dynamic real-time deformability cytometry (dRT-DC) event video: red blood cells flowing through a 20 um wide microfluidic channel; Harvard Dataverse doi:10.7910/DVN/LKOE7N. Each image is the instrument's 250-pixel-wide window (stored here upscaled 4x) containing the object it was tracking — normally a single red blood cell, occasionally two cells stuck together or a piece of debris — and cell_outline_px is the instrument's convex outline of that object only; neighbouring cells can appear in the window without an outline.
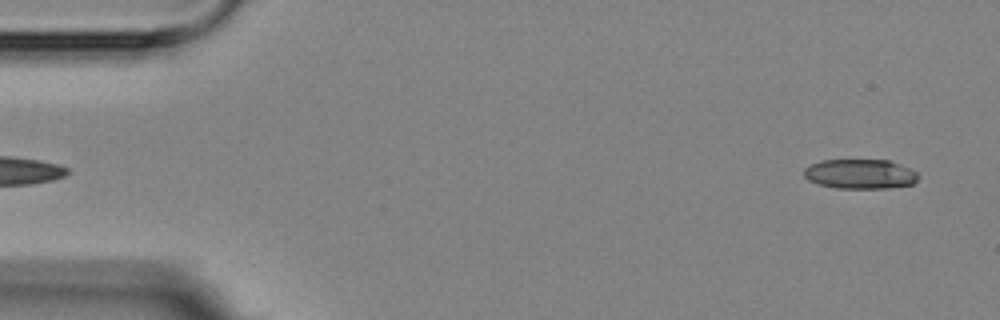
{"species": "Egyptian fruit bat (a non-hibernating species)", "species_latin": "Rousettus aegyptiacus", "temperature_condition": "room temperature", "stored_images_in_passage": 4, "segment_of_instrument_passage": [2, 2], "camera_frame_rate_fps": 3000, "um_per_image_px": 0.085, "animal": {"sex": "female"}, "frame": {"image": 1, "passage_image": 4, "time_ms": 4.333, "image_size_px": [1000, 320], "cell_outline_px": [[916, 180], [912, 184], [888, 188], [836, 188], [816, 184], [808, 180], [804, 176], [804, 168], [808, 164], [820, 160], [888, 160], [908, 168], [916, 172]], "centroid_in_image_um": [73.02, 14.79], "position_along_channel_um": 12.0, "area_um2": 19.71}}